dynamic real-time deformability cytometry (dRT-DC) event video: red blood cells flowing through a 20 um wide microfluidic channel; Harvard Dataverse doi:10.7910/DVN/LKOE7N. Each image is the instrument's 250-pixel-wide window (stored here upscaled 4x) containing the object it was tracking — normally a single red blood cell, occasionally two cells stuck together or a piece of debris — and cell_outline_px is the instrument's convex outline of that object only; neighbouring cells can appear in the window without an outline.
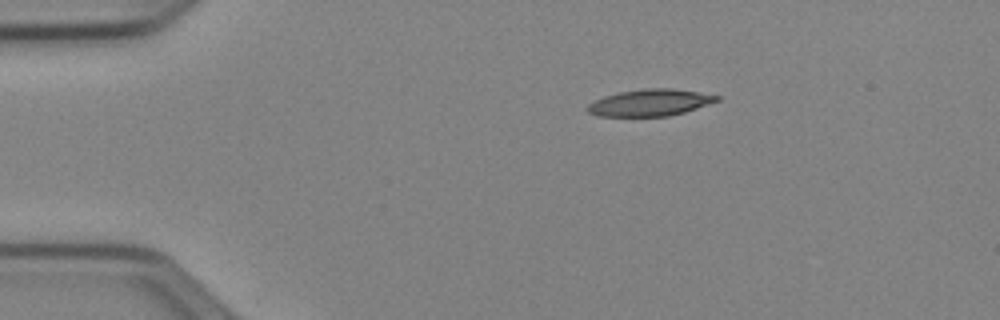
{"species": "Egyptian fruit bat (a non-hibernating species)", "species_latin": "Rousettus aegyptiacus", "temperature_condition": "cold", "stored_images_in_passage": 43, "camera_frame_rate_fps": 3000, "um_per_image_px": 0.085, "animal": {"sex": "female"}, "frame": {"image": 1, "passage_image": 1, "time_ms": 0.0, "image_size_px": [1000, 320], "cell_outline_px": [[720, 100], [684, 112], [668, 116], [596, 116], [588, 112], [588, 104], [604, 96], [620, 92], [644, 88], [672, 88], [700, 92], [720, 96]], "centroid_in_image_um": [55.27, 8.72], "position_along_channel_um": 29.7, "area_um2": 20.06}}
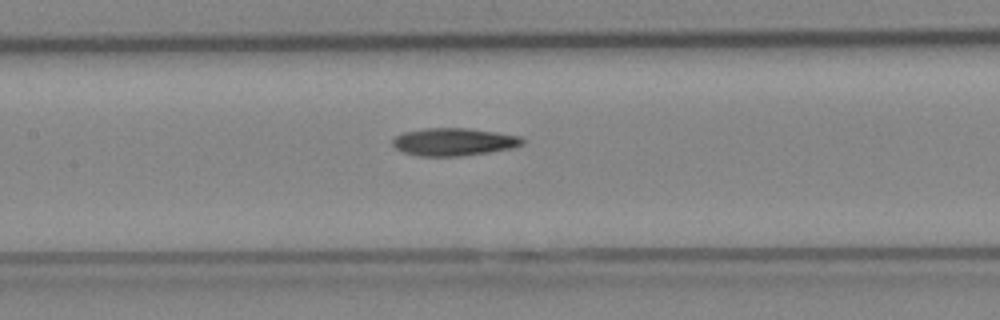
{"frame": {"image": 2, "passage_image": 16, "time_ms": 5.0, "image_size_px": [1000, 320], "cell_outline_px": [[524, 144], [512, 148], [488, 152], [460, 156], [420, 156], [404, 152], [396, 148], [392, 144], [392, 140], [396, 136], [404, 132], [424, 128], [468, 128], [496, 132], [520, 136], [524, 140]], "centroid_in_image_um": [38.58, 12.05], "position_along_channel_um": 168.8, "area_um2": 20.87}}
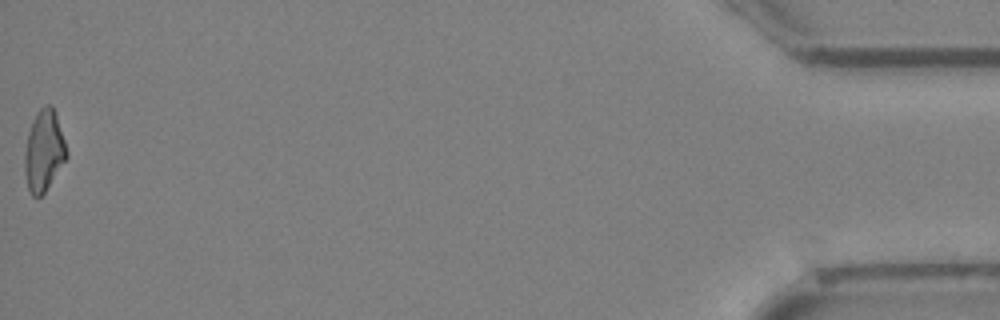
{"frame": {"image": 3, "passage_image": 43, "time_ms": 14.0, "image_size_px": [1000, 320], "cell_outline_px": [[68, 156], [44, 192], [40, 196], [32, 196], [28, 188], [24, 172], [24, 152], [28, 132], [36, 112], [44, 104], [52, 104], [68, 152]], "centroid_in_image_um": [3.71, 12.8], "position_along_channel_um": 431.5, "area_um2": 19.65}, "authors_computed_cell_mechanics": {"area_um2": 20.2878, "velocity_mm_per_s": 3.9911, "shape_relaxation_time_tau1_ms": 10.0619, "shape_relaxation_time_tau2_ms": null, "deformation_change_tau1": 0.2364, "deformation_change_tau2": null}}